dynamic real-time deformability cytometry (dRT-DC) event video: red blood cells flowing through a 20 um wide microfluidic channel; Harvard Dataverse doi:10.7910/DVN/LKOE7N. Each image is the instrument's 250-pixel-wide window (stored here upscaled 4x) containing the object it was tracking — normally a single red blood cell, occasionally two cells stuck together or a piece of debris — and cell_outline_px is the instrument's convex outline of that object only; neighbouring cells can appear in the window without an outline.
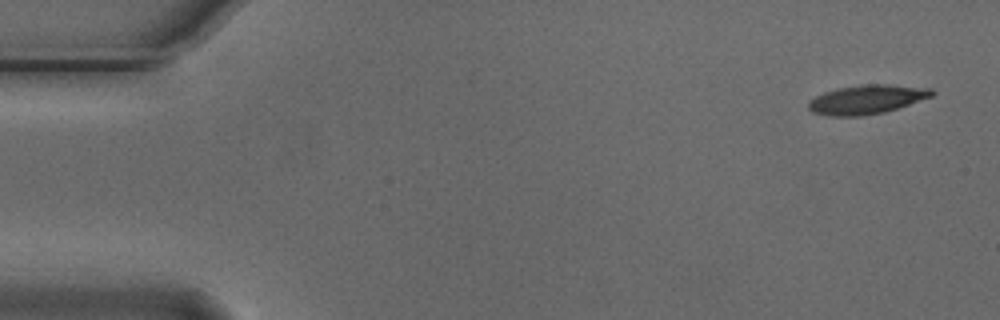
{"species": "Egyptian fruit bat (a non-hibernating species)", "species_latin": "Rousettus aegyptiacus", "temperature_condition": "cold", "stored_images_in_passage": 2, "camera_frame_rate_fps": 3000, "um_per_image_px": 0.085, "animal": {"sex": "male"}, "frame": {"image": 1, "passage_image": 2, "time_ms": 0.333, "image_size_px": [1000, 320], "cell_outline_px": [[936, 92], [932, 96], [884, 112], [860, 116], [828, 116], [812, 112], [808, 108], [808, 100], [824, 92], [836, 88], [860, 84], [892, 84], [932, 88]], "centroid_in_image_um": [73.65, 8.44], "position_along_channel_um": 11.4, "area_um2": 21.04}}